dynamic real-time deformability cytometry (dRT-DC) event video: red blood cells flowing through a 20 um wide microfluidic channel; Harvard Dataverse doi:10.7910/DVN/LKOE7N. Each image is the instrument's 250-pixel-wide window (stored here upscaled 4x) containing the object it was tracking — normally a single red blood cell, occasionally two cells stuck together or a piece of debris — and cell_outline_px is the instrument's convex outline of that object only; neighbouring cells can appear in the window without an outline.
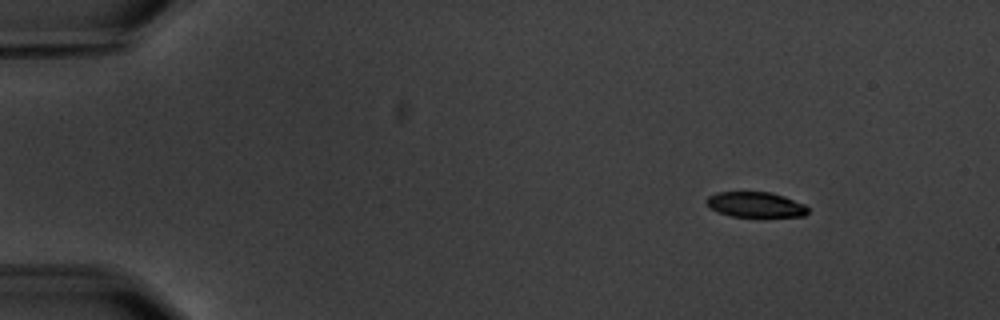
{"species": "common noctule bat (a hibernating species)", "species_latin": "Nyctalus noctula", "temperature_condition": "warm", "stored_images_in_passage": 4, "camera_frame_rate_fps": 3000, "um_per_image_px": 0.085, "animal": {"sex": "male", "body_mass_g": 20.1, "forearm_length_mm": 53.5}, "frame": {"image": 1, "passage_image": 1, "time_ms": 0.0, "image_size_px": [1000, 320], "cell_outline_px": [[808, 212], [804, 216], [732, 216], [720, 212], [712, 208], [708, 204], [708, 196], [716, 192], [772, 192], [784, 196], [804, 204], [808, 208]], "centroid_in_image_um": [64.26, 17.38], "position_along_channel_um": 20.7, "area_um2": 14.62}}